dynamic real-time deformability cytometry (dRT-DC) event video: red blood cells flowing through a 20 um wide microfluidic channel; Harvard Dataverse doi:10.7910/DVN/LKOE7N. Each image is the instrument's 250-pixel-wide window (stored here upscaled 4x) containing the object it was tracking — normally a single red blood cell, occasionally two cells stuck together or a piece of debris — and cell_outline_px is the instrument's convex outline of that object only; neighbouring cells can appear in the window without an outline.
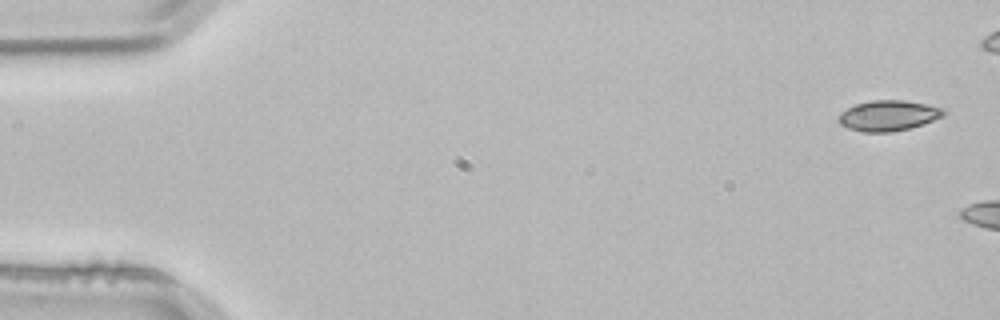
{"species": "common noctule bat (a hibernating species)", "species_latin": "Nyctalus noctula", "temperature_condition": "room temperature", "stored_images_in_passage": 4, "camera_frame_rate_fps": 3000, "um_per_image_px": 0.085, "animal": {"sex": "male", "body_mass_g": 21.5, "forearm_length_mm": 52.0}, "frame": {"image": 1, "passage_image": 1, "time_ms": 0.0, "image_size_px": [1000, 320], "cell_outline_px": [[948, 112], [944, 116], [924, 124], [908, 128], [888, 132], [864, 132], [848, 128], [840, 124], [836, 120], [836, 116], [840, 112], [856, 104], [872, 100], [904, 100], [944, 108]], "centroid_in_image_um": [75.5, 9.82], "position_along_channel_um": 9.5, "area_um2": 18.79}}